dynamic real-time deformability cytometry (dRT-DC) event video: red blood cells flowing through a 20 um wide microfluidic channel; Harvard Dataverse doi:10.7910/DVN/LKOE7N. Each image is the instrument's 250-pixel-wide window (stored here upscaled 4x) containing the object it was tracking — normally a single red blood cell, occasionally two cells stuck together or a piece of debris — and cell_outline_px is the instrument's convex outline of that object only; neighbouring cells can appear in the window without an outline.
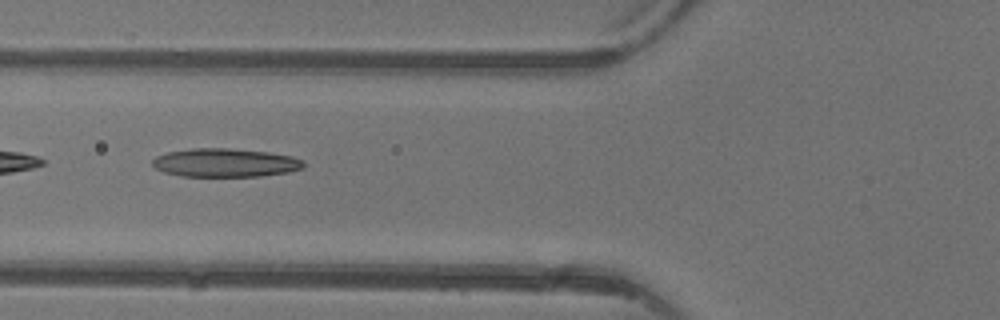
{"species": "common noctule bat (a hibernating species)", "species_latin": "Nyctalus noctula", "temperature_condition": "warm", "stored_images_in_passage": 5, "camera_frame_rate_fps": 3000, "um_per_image_px": 0.085, "animal": {"sex": "female"}, "frame": {"image": 1, "passage_image": 4, "time_ms": 3.667, "image_size_px": [1000, 320], "cell_outline_px": [[304, 168], [288, 172], [260, 176], [180, 176], [164, 172], [156, 168], [152, 164], [152, 160], [156, 156], [168, 152], [192, 148], [228, 148], [268, 152], [292, 156], [304, 160]], "centroid_in_image_um": [19.15, 13.83], "position_along_channel_um": 106.6, "area_um2": 25.14}}
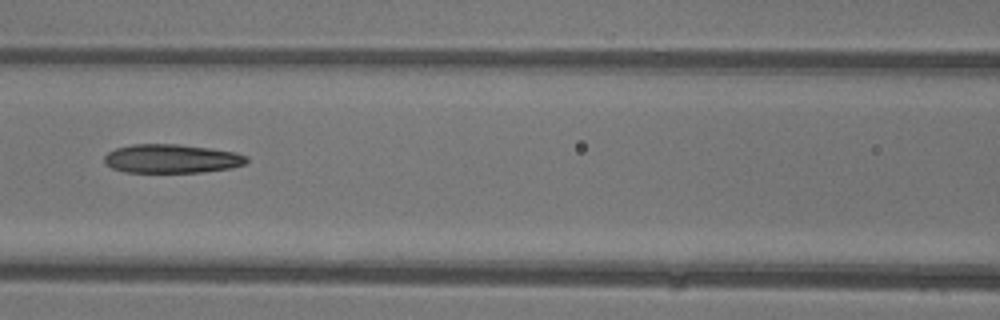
{"frame": {"image": 2, "passage_image": 5, "time_ms": 4.667, "image_size_px": [1000, 320], "cell_outline_px": [[248, 160], [244, 164], [232, 168], [200, 172], [124, 172], [112, 168], [104, 164], [104, 156], [108, 152], [116, 148], [132, 144], [180, 144], [236, 152], [248, 156]], "centroid_in_image_um": [14.57, 13.48], "position_along_channel_um": 152.0, "area_um2": 23.99}}